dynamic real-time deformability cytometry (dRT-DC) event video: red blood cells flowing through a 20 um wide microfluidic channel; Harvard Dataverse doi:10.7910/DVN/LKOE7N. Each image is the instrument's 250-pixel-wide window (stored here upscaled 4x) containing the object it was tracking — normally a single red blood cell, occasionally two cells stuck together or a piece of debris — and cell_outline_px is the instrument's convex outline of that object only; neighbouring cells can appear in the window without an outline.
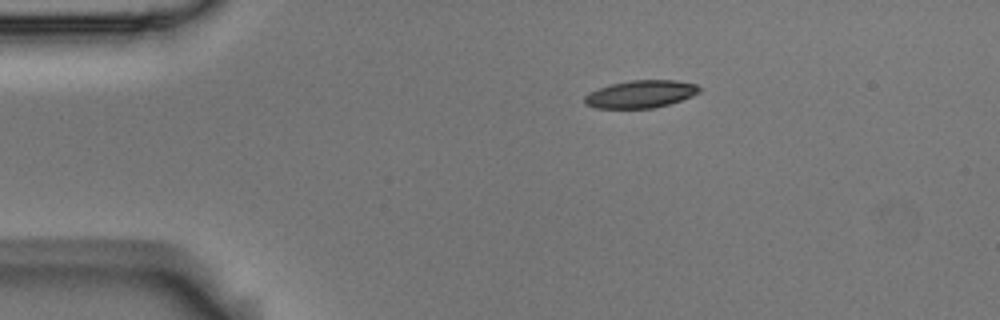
{"species": "Egyptian fruit bat (a non-hibernating species)", "species_latin": "Rousettus aegyptiacus", "temperature_condition": "room temperature", "stored_images_in_passage": 3, "camera_frame_rate_fps": 3000, "um_per_image_px": 0.085, "animal": {"sex": "male"}, "frame": {"image": 1, "passage_image": 1, "time_ms": 0.0, "image_size_px": [1000, 320], "cell_outline_px": [[700, 92], [692, 96], [668, 104], [652, 108], [596, 108], [584, 104], [584, 96], [600, 88], [612, 84], [632, 80], [676, 80], [696, 84], [700, 88]], "centroid_in_image_um": [54.47, 8.0], "position_along_channel_um": 30.5, "area_um2": 18.21}}
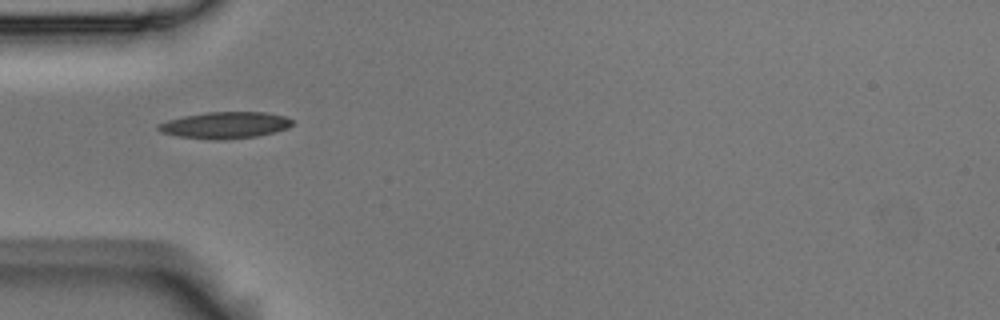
{"frame": {"image": 2, "passage_image": 3, "time_ms": 0.667, "image_size_px": [1000, 320], "cell_outline_px": [[292, 124], [288, 128], [256, 136], [220, 140], [208, 140], [176, 136], [160, 132], [156, 128], [156, 124], [168, 120], [184, 116], [208, 112], [264, 112], [288, 116], [292, 120]], "centroid_in_image_um": [19.09, 10.64], "position_along_channel_um": 65.9, "area_um2": 20.87}}